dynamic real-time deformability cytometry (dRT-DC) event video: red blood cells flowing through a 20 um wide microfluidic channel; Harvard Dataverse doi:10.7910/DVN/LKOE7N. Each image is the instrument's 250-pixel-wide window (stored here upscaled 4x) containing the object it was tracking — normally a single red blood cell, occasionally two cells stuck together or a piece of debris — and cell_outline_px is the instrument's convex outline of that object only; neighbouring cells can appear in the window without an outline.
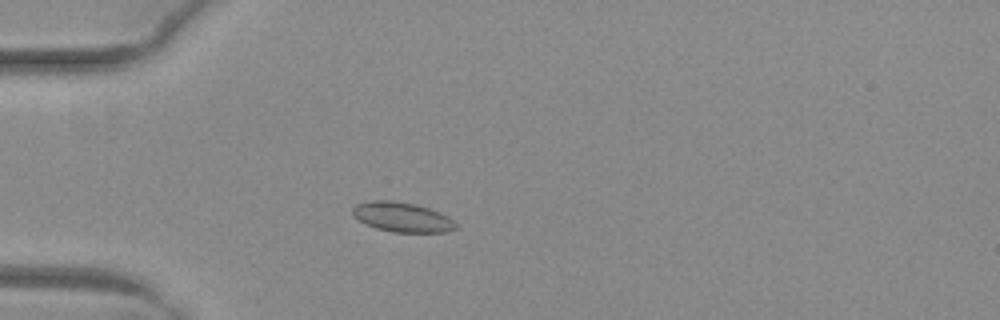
{"species": "common noctule bat (a hibernating species)", "species_latin": "Nyctalus noctula", "temperature_condition": "warm", "stored_images_in_passage": 37, "camera_frame_rate_fps": 3000, "um_per_image_px": 0.085, "animal": {"sex": "female", "body_mass_g": 29.2, "forearm_length_mm": 56.3}, "frame": {"image": 1, "passage_image": 1, "time_ms": 0.0, "image_size_px": [1000, 320], "cell_outline_px": [[456, 228], [448, 232], [392, 232], [376, 228], [364, 224], [352, 216], [352, 208], [356, 204], [368, 200], [392, 200], [416, 204], [440, 212], [448, 216], [456, 224]], "centroid_in_image_um": [34.14, 18.45], "position_along_channel_um": 50.9, "area_um2": 18.09}}
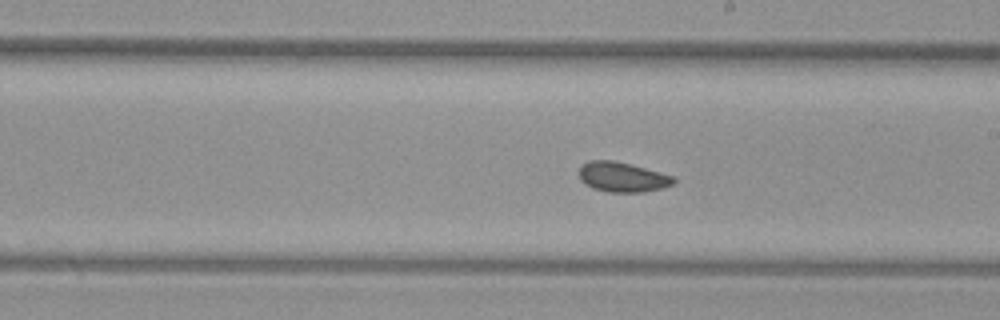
{"frame": {"image": 2, "passage_image": 16, "time_ms": 5.0, "image_size_px": [1000, 320], "cell_outline_px": [[676, 180], [672, 184], [660, 188], [644, 192], [608, 192], [592, 188], [584, 184], [580, 180], [580, 168], [588, 160], [612, 160], [676, 176]], "centroid_in_image_um": [52.9, 15.05], "position_along_channel_um": 236.1, "area_um2": 16.36}}
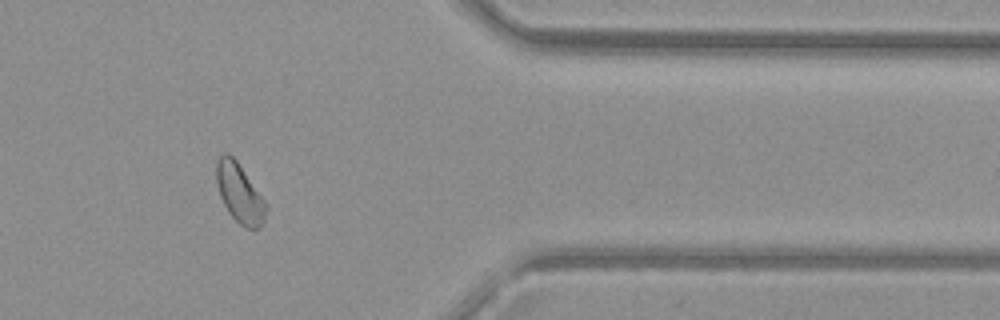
{"frame": {"image": 3, "passage_image": 29, "time_ms": 9.333, "image_size_px": [1000, 320], "cell_outline_px": [[268, 208], [264, 220], [256, 228], [244, 228], [228, 212], [220, 196], [216, 180], [216, 160], [224, 152], [228, 152], [236, 160], [268, 204]], "centroid_in_image_um": [20.36, 16.4], "position_along_channel_um": 391.0, "area_um2": 17.05}, "authors_computed_cell_mechanics": {"area_um2": 16.9354, "velocity_mm_per_s": 4.0205, "shape_relaxation_time_tau1_ms": null, "shape_relaxation_time_tau2_ms": 2.0909, "deformation_change_tau1": null, "deformation_change_tau2": 0.0626}}